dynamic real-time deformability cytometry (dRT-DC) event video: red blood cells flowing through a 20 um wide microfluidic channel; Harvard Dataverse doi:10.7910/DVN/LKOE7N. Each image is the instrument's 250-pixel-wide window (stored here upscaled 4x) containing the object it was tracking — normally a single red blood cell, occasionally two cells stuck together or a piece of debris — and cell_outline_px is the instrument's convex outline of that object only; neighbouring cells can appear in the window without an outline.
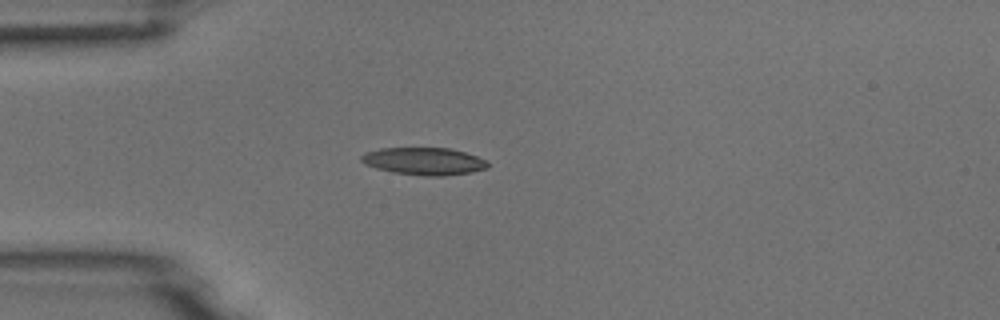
{"species": "common noctule bat (a hibernating species)", "species_latin": "Nyctalus noctula", "temperature_condition": "room temperature", "stored_images_in_passage": 5, "camera_frame_rate_fps": 3000, "um_per_image_px": 0.085, "animal": {"sex": "male", "body_mass_g": 18.8}, "frame": {"image": 1, "passage_image": 4, "time_ms": 3.667, "image_size_px": [1000, 320], "cell_outline_px": [[488, 168], [472, 172], [444, 176], [424, 176], [392, 172], [376, 168], [364, 164], [360, 160], [360, 156], [364, 152], [380, 148], [448, 148], [464, 152], [476, 156], [484, 160], [488, 164]], "centroid_in_image_um": [35.99, 13.71], "position_along_channel_um": 49.0, "area_um2": 20.23}}